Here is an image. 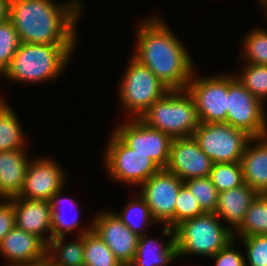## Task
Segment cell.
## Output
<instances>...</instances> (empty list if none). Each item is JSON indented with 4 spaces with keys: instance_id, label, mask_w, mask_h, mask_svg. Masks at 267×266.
Segmentation results:
<instances>
[{
    "instance_id": "obj_24",
    "label": "cell",
    "mask_w": 267,
    "mask_h": 266,
    "mask_svg": "<svg viewBox=\"0 0 267 266\" xmlns=\"http://www.w3.org/2000/svg\"><path fill=\"white\" fill-rule=\"evenodd\" d=\"M255 235H267V194L265 193L256 195L245 214L243 222L233 232L235 240L236 236Z\"/></svg>"
},
{
    "instance_id": "obj_16",
    "label": "cell",
    "mask_w": 267,
    "mask_h": 266,
    "mask_svg": "<svg viewBox=\"0 0 267 266\" xmlns=\"http://www.w3.org/2000/svg\"><path fill=\"white\" fill-rule=\"evenodd\" d=\"M0 255L8 259V266L32 265L47 259V244L14 226L0 242Z\"/></svg>"
},
{
    "instance_id": "obj_39",
    "label": "cell",
    "mask_w": 267,
    "mask_h": 266,
    "mask_svg": "<svg viewBox=\"0 0 267 266\" xmlns=\"http://www.w3.org/2000/svg\"><path fill=\"white\" fill-rule=\"evenodd\" d=\"M118 266H133L132 263H120Z\"/></svg>"
},
{
    "instance_id": "obj_34",
    "label": "cell",
    "mask_w": 267,
    "mask_h": 266,
    "mask_svg": "<svg viewBox=\"0 0 267 266\" xmlns=\"http://www.w3.org/2000/svg\"><path fill=\"white\" fill-rule=\"evenodd\" d=\"M241 239L247 251L245 265L267 266V235L246 236Z\"/></svg>"
},
{
    "instance_id": "obj_27",
    "label": "cell",
    "mask_w": 267,
    "mask_h": 266,
    "mask_svg": "<svg viewBox=\"0 0 267 266\" xmlns=\"http://www.w3.org/2000/svg\"><path fill=\"white\" fill-rule=\"evenodd\" d=\"M209 176L218 192L244 184L241 162L213 163Z\"/></svg>"
},
{
    "instance_id": "obj_7",
    "label": "cell",
    "mask_w": 267,
    "mask_h": 266,
    "mask_svg": "<svg viewBox=\"0 0 267 266\" xmlns=\"http://www.w3.org/2000/svg\"><path fill=\"white\" fill-rule=\"evenodd\" d=\"M107 143L104 163L107 173L115 181L141 186L161 170L148 155L128 147L114 132Z\"/></svg>"
},
{
    "instance_id": "obj_14",
    "label": "cell",
    "mask_w": 267,
    "mask_h": 266,
    "mask_svg": "<svg viewBox=\"0 0 267 266\" xmlns=\"http://www.w3.org/2000/svg\"><path fill=\"white\" fill-rule=\"evenodd\" d=\"M63 172L51 158L32 160L29 162L19 197L50 201L51 197L65 186L66 174Z\"/></svg>"
},
{
    "instance_id": "obj_17",
    "label": "cell",
    "mask_w": 267,
    "mask_h": 266,
    "mask_svg": "<svg viewBox=\"0 0 267 266\" xmlns=\"http://www.w3.org/2000/svg\"><path fill=\"white\" fill-rule=\"evenodd\" d=\"M10 200L14 204L15 226L27 233L36 235L48 244L52 239L50 201L29 200L19 196Z\"/></svg>"
},
{
    "instance_id": "obj_18",
    "label": "cell",
    "mask_w": 267,
    "mask_h": 266,
    "mask_svg": "<svg viewBox=\"0 0 267 266\" xmlns=\"http://www.w3.org/2000/svg\"><path fill=\"white\" fill-rule=\"evenodd\" d=\"M252 141L255 142L252 145ZM243 179L257 193H267V135L251 138L241 158Z\"/></svg>"
},
{
    "instance_id": "obj_30",
    "label": "cell",
    "mask_w": 267,
    "mask_h": 266,
    "mask_svg": "<svg viewBox=\"0 0 267 266\" xmlns=\"http://www.w3.org/2000/svg\"><path fill=\"white\" fill-rule=\"evenodd\" d=\"M237 79L263 104L267 98V65L247 63Z\"/></svg>"
},
{
    "instance_id": "obj_37",
    "label": "cell",
    "mask_w": 267,
    "mask_h": 266,
    "mask_svg": "<svg viewBox=\"0 0 267 266\" xmlns=\"http://www.w3.org/2000/svg\"><path fill=\"white\" fill-rule=\"evenodd\" d=\"M10 0H0V24L9 19Z\"/></svg>"
},
{
    "instance_id": "obj_33",
    "label": "cell",
    "mask_w": 267,
    "mask_h": 266,
    "mask_svg": "<svg viewBox=\"0 0 267 266\" xmlns=\"http://www.w3.org/2000/svg\"><path fill=\"white\" fill-rule=\"evenodd\" d=\"M201 207L198 201L195 200L193 194L183 184L177 196V202L175 205V228L182 222L203 215Z\"/></svg>"
},
{
    "instance_id": "obj_4",
    "label": "cell",
    "mask_w": 267,
    "mask_h": 266,
    "mask_svg": "<svg viewBox=\"0 0 267 266\" xmlns=\"http://www.w3.org/2000/svg\"><path fill=\"white\" fill-rule=\"evenodd\" d=\"M140 120L172 139L193 136L200 124L194 99L187 90H169Z\"/></svg>"
},
{
    "instance_id": "obj_10",
    "label": "cell",
    "mask_w": 267,
    "mask_h": 266,
    "mask_svg": "<svg viewBox=\"0 0 267 266\" xmlns=\"http://www.w3.org/2000/svg\"><path fill=\"white\" fill-rule=\"evenodd\" d=\"M193 72L186 90L192 96L200 123L225 122L228 107V75L196 78Z\"/></svg>"
},
{
    "instance_id": "obj_3",
    "label": "cell",
    "mask_w": 267,
    "mask_h": 266,
    "mask_svg": "<svg viewBox=\"0 0 267 266\" xmlns=\"http://www.w3.org/2000/svg\"><path fill=\"white\" fill-rule=\"evenodd\" d=\"M75 45L20 43L3 77L24 83L46 82L61 75Z\"/></svg>"
},
{
    "instance_id": "obj_40",
    "label": "cell",
    "mask_w": 267,
    "mask_h": 266,
    "mask_svg": "<svg viewBox=\"0 0 267 266\" xmlns=\"http://www.w3.org/2000/svg\"><path fill=\"white\" fill-rule=\"evenodd\" d=\"M261 2V4H266L267 3V0H259Z\"/></svg>"
},
{
    "instance_id": "obj_26",
    "label": "cell",
    "mask_w": 267,
    "mask_h": 266,
    "mask_svg": "<svg viewBox=\"0 0 267 266\" xmlns=\"http://www.w3.org/2000/svg\"><path fill=\"white\" fill-rule=\"evenodd\" d=\"M122 223L138 236H143L146 232L143 230L146 225L156 223L153 219L150 209L145 199L139 195V199H131L122 213L116 212ZM145 232V233H144Z\"/></svg>"
},
{
    "instance_id": "obj_5",
    "label": "cell",
    "mask_w": 267,
    "mask_h": 266,
    "mask_svg": "<svg viewBox=\"0 0 267 266\" xmlns=\"http://www.w3.org/2000/svg\"><path fill=\"white\" fill-rule=\"evenodd\" d=\"M177 257L184 255L214 256L233 237L230 227L222 226L215 213H204L179 224L175 229Z\"/></svg>"
},
{
    "instance_id": "obj_2",
    "label": "cell",
    "mask_w": 267,
    "mask_h": 266,
    "mask_svg": "<svg viewBox=\"0 0 267 266\" xmlns=\"http://www.w3.org/2000/svg\"><path fill=\"white\" fill-rule=\"evenodd\" d=\"M158 16L139 24L132 57L148 67L169 90H186L193 61L182 43Z\"/></svg>"
},
{
    "instance_id": "obj_15",
    "label": "cell",
    "mask_w": 267,
    "mask_h": 266,
    "mask_svg": "<svg viewBox=\"0 0 267 266\" xmlns=\"http://www.w3.org/2000/svg\"><path fill=\"white\" fill-rule=\"evenodd\" d=\"M92 230L106 243L122 263H131L136 254L139 236L126 227L115 211H103L92 221Z\"/></svg>"
},
{
    "instance_id": "obj_25",
    "label": "cell",
    "mask_w": 267,
    "mask_h": 266,
    "mask_svg": "<svg viewBox=\"0 0 267 266\" xmlns=\"http://www.w3.org/2000/svg\"><path fill=\"white\" fill-rule=\"evenodd\" d=\"M120 263L93 230L84 234V266H118Z\"/></svg>"
},
{
    "instance_id": "obj_12",
    "label": "cell",
    "mask_w": 267,
    "mask_h": 266,
    "mask_svg": "<svg viewBox=\"0 0 267 266\" xmlns=\"http://www.w3.org/2000/svg\"><path fill=\"white\" fill-rule=\"evenodd\" d=\"M124 125L115 127L114 133L131 149L148 155L161 169L167 167L172 138L151 128L140 119H130Z\"/></svg>"
},
{
    "instance_id": "obj_23",
    "label": "cell",
    "mask_w": 267,
    "mask_h": 266,
    "mask_svg": "<svg viewBox=\"0 0 267 266\" xmlns=\"http://www.w3.org/2000/svg\"><path fill=\"white\" fill-rule=\"evenodd\" d=\"M0 97V151L25 149V134L15 112Z\"/></svg>"
},
{
    "instance_id": "obj_22",
    "label": "cell",
    "mask_w": 267,
    "mask_h": 266,
    "mask_svg": "<svg viewBox=\"0 0 267 266\" xmlns=\"http://www.w3.org/2000/svg\"><path fill=\"white\" fill-rule=\"evenodd\" d=\"M90 226L78 233L76 241L64 243L65 237L52 238L47 244V260L50 264L84 266V234L92 230V223Z\"/></svg>"
},
{
    "instance_id": "obj_8",
    "label": "cell",
    "mask_w": 267,
    "mask_h": 266,
    "mask_svg": "<svg viewBox=\"0 0 267 266\" xmlns=\"http://www.w3.org/2000/svg\"><path fill=\"white\" fill-rule=\"evenodd\" d=\"M193 137L213 163L241 162L246 144L252 138L225 122L200 123Z\"/></svg>"
},
{
    "instance_id": "obj_32",
    "label": "cell",
    "mask_w": 267,
    "mask_h": 266,
    "mask_svg": "<svg viewBox=\"0 0 267 266\" xmlns=\"http://www.w3.org/2000/svg\"><path fill=\"white\" fill-rule=\"evenodd\" d=\"M20 40L14 24L7 19L0 24V74L8 68L18 50Z\"/></svg>"
},
{
    "instance_id": "obj_6",
    "label": "cell",
    "mask_w": 267,
    "mask_h": 266,
    "mask_svg": "<svg viewBox=\"0 0 267 266\" xmlns=\"http://www.w3.org/2000/svg\"><path fill=\"white\" fill-rule=\"evenodd\" d=\"M121 79L118 98L125 111L132 114L131 119H140L156 100L169 91L148 67L133 57Z\"/></svg>"
},
{
    "instance_id": "obj_35",
    "label": "cell",
    "mask_w": 267,
    "mask_h": 266,
    "mask_svg": "<svg viewBox=\"0 0 267 266\" xmlns=\"http://www.w3.org/2000/svg\"><path fill=\"white\" fill-rule=\"evenodd\" d=\"M235 244L232 239L226 246L219 250L214 256L216 266H245V257L233 248Z\"/></svg>"
},
{
    "instance_id": "obj_31",
    "label": "cell",
    "mask_w": 267,
    "mask_h": 266,
    "mask_svg": "<svg viewBox=\"0 0 267 266\" xmlns=\"http://www.w3.org/2000/svg\"><path fill=\"white\" fill-rule=\"evenodd\" d=\"M241 58L247 63L267 65V30L254 29L242 41Z\"/></svg>"
},
{
    "instance_id": "obj_28",
    "label": "cell",
    "mask_w": 267,
    "mask_h": 266,
    "mask_svg": "<svg viewBox=\"0 0 267 266\" xmlns=\"http://www.w3.org/2000/svg\"><path fill=\"white\" fill-rule=\"evenodd\" d=\"M62 190L55 193L51 199V209H52V216H51V225H52V238H58V237H65L66 233L72 232L73 230H76L79 226V221L77 220V217L74 216L72 219H66V216H64L65 212L63 209L62 204L67 199L72 206H70V210L72 209H78V207L74 202V200H71V198H62L61 197ZM61 197V198H60ZM67 201V203H68ZM67 208V207H66ZM76 217V218H75Z\"/></svg>"
},
{
    "instance_id": "obj_19",
    "label": "cell",
    "mask_w": 267,
    "mask_h": 266,
    "mask_svg": "<svg viewBox=\"0 0 267 266\" xmlns=\"http://www.w3.org/2000/svg\"><path fill=\"white\" fill-rule=\"evenodd\" d=\"M24 150L25 149L0 151L1 199L17 197L23 188L30 162Z\"/></svg>"
},
{
    "instance_id": "obj_11",
    "label": "cell",
    "mask_w": 267,
    "mask_h": 266,
    "mask_svg": "<svg viewBox=\"0 0 267 266\" xmlns=\"http://www.w3.org/2000/svg\"><path fill=\"white\" fill-rule=\"evenodd\" d=\"M183 181L175 174L161 169L146 180L140 188L156 223L175 229V205Z\"/></svg>"
},
{
    "instance_id": "obj_29",
    "label": "cell",
    "mask_w": 267,
    "mask_h": 266,
    "mask_svg": "<svg viewBox=\"0 0 267 266\" xmlns=\"http://www.w3.org/2000/svg\"><path fill=\"white\" fill-rule=\"evenodd\" d=\"M183 184L193 194L204 213H215L219 192L210 176L185 180Z\"/></svg>"
},
{
    "instance_id": "obj_1",
    "label": "cell",
    "mask_w": 267,
    "mask_h": 266,
    "mask_svg": "<svg viewBox=\"0 0 267 266\" xmlns=\"http://www.w3.org/2000/svg\"><path fill=\"white\" fill-rule=\"evenodd\" d=\"M54 2L10 0L9 20L18 32L20 43L76 45L75 27L82 3L79 0L64 5Z\"/></svg>"
},
{
    "instance_id": "obj_13",
    "label": "cell",
    "mask_w": 267,
    "mask_h": 266,
    "mask_svg": "<svg viewBox=\"0 0 267 266\" xmlns=\"http://www.w3.org/2000/svg\"><path fill=\"white\" fill-rule=\"evenodd\" d=\"M213 162L193 136L172 140L167 171L182 181L210 175Z\"/></svg>"
},
{
    "instance_id": "obj_21",
    "label": "cell",
    "mask_w": 267,
    "mask_h": 266,
    "mask_svg": "<svg viewBox=\"0 0 267 266\" xmlns=\"http://www.w3.org/2000/svg\"><path fill=\"white\" fill-rule=\"evenodd\" d=\"M162 232L165 236H171L166 244L148 238L146 234L139 236L137 251L131 262L133 266H167L177 258L174 230L164 225Z\"/></svg>"
},
{
    "instance_id": "obj_9",
    "label": "cell",
    "mask_w": 267,
    "mask_h": 266,
    "mask_svg": "<svg viewBox=\"0 0 267 266\" xmlns=\"http://www.w3.org/2000/svg\"><path fill=\"white\" fill-rule=\"evenodd\" d=\"M264 104L236 76L228 75V107L226 123L245 131L252 138L267 135Z\"/></svg>"
},
{
    "instance_id": "obj_41",
    "label": "cell",
    "mask_w": 267,
    "mask_h": 266,
    "mask_svg": "<svg viewBox=\"0 0 267 266\" xmlns=\"http://www.w3.org/2000/svg\"><path fill=\"white\" fill-rule=\"evenodd\" d=\"M265 6V10H266V16H267V3L264 5ZM267 18V17H266Z\"/></svg>"
},
{
    "instance_id": "obj_38",
    "label": "cell",
    "mask_w": 267,
    "mask_h": 266,
    "mask_svg": "<svg viewBox=\"0 0 267 266\" xmlns=\"http://www.w3.org/2000/svg\"><path fill=\"white\" fill-rule=\"evenodd\" d=\"M23 266H52L50 264V262L46 259L45 261L36 263V264H32V265H23Z\"/></svg>"
},
{
    "instance_id": "obj_20",
    "label": "cell",
    "mask_w": 267,
    "mask_h": 266,
    "mask_svg": "<svg viewBox=\"0 0 267 266\" xmlns=\"http://www.w3.org/2000/svg\"><path fill=\"white\" fill-rule=\"evenodd\" d=\"M258 193L246 183L239 187L219 192L215 214L228 222L234 232L243 222L252 200Z\"/></svg>"
},
{
    "instance_id": "obj_36",
    "label": "cell",
    "mask_w": 267,
    "mask_h": 266,
    "mask_svg": "<svg viewBox=\"0 0 267 266\" xmlns=\"http://www.w3.org/2000/svg\"><path fill=\"white\" fill-rule=\"evenodd\" d=\"M15 226L14 204L10 199L0 203V242Z\"/></svg>"
}]
</instances>
